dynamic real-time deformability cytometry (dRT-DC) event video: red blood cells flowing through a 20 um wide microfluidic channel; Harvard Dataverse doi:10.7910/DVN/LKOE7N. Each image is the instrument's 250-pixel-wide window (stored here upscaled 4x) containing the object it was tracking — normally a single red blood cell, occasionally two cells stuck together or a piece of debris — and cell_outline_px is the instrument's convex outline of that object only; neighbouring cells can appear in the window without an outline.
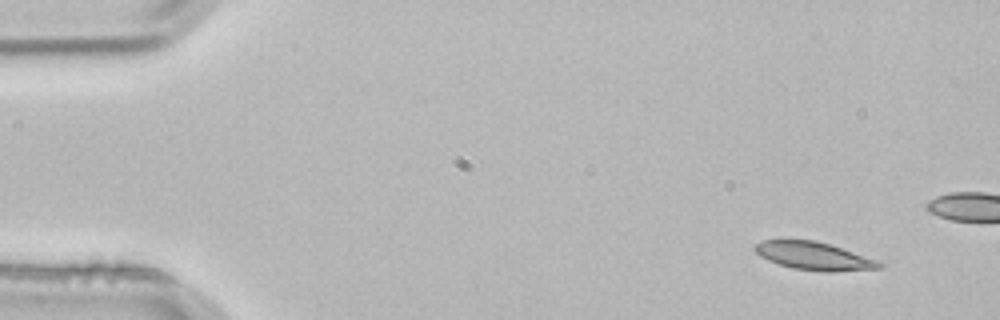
{"species": "common noctule bat (a hibernating species)", "species_latin": "Nyctalus noctula", "temperature_condition": "room temperature", "stored_images_in_passage": 4, "camera_frame_rate_fps": 3000, "um_per_image_px": 0.085, "animal": {"sex": "male", "body_mass_g": 21.5, "forearm_length_mm": 52.0}, "frame": {"image": 1, "passage_image": 1, "time_ms": 0.0, "image_size_px": [1000, 320], "cell_outline_px": [[884, 268], [828, 272], [792, 268], [768, 260], [760, 256], [752, 248], [756, 244], [764, 240], [816, 240], [884, 260]], "centroid_in_image_um": [69.31, 21.76], "position_along_channel_um": 15.7, "area_um2": 20.63}}
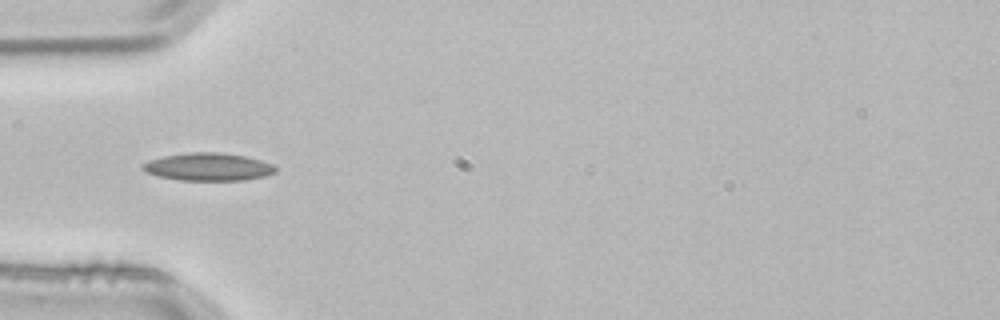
{"frame": {"image": 2, "passage_image": 4, "time_ms": 1.0, "image_size_px": [1000, 320], "cell_outline_px": [[276, 172], [264, 176], [244, 180], [180, 180], [160, 176], [144, 172], [140, 168], [140, 164], [148, 160], [164, 156], [192, 152], [220, 152], [244, 156], [260, 160], [272, 164], [276, 168]], "centroid_in_image_um": [17.65, 14.18], "position_along_channel_um": 67.3, "area_um2": 21.44}}